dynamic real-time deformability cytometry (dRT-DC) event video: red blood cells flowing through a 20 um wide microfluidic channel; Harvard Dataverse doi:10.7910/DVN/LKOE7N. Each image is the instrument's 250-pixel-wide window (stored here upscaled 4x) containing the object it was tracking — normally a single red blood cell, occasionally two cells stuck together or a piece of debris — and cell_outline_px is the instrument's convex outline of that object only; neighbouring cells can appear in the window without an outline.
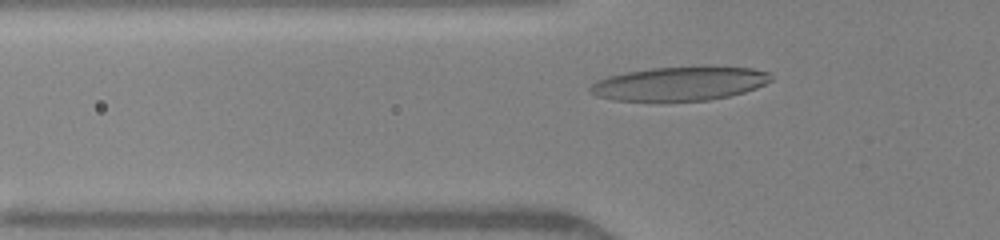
{"species": "human", "species_latin": "Homo sapiens", "temperature_condition": "warm", "stored_images_in_passage": 43, "camera_frame_rate_fps": 3000, "um_per_image_px": 0.085, "donor": {"sex": "female"}, "frame": {"image": 1, "passage_image": 11, "time_ms": 3.333, "image_size_px": [1000, 240], "cell_outline_px": [[772, 80], [756, 88], [744, 92], [728, 96], [708, 100], [612, 100], [596, 96], [588, 92], [588, 88], [596, 80], [608, 76], [628, 72], [652, 68], [752, 68], [768, 72], [772, 76]], "centroid_in_image_um": [57.71, 7.12], "position_along_channel_um": 68.1, "area_um2": 34.85}}
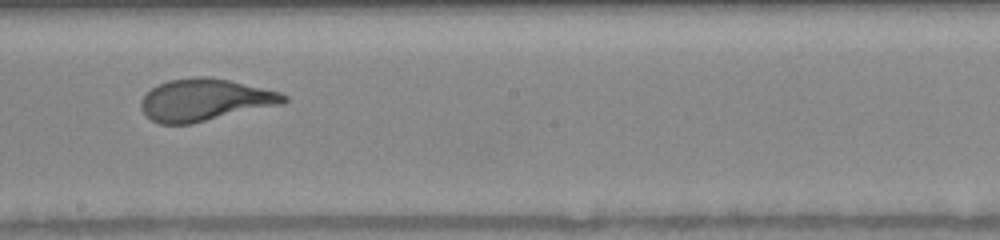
{"frame": {"image": 2, "passage_image": 23, "time_ms": 7.333, "image_size_px": [1000, 240], "cell_outline_px": [[288, 100], [280, 104], [192, 124], [160, 124], [152, 120], [140, 108], [140, 100], [152, 88], [168, 80], [196, 76], [208, 76], [228, 80], [280, 92], [288, 96]], "centroid_in_image_um": [17.39, 8.49], "position_along_channel_um": 230.8, "area_um2": 34.74}}
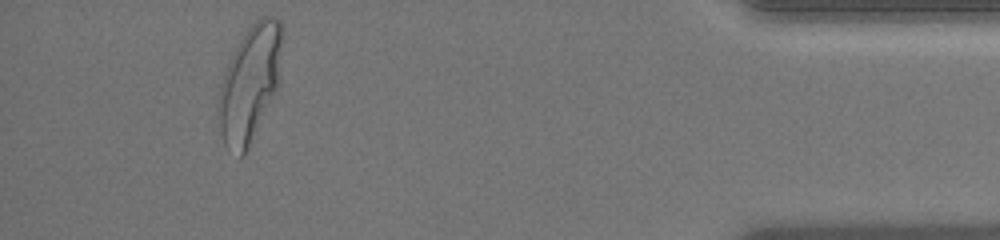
{"frame": {"image": 3, "passage_image": 40, "time_ms": 13.0, "image_size_px": [1000, 240], "cell_outline_px": [[284, 36], [276, 92], [244, 156], [240, 156], [224, 144], [216, 128], [216, 100], [220, 84], [224, 72], [240, 40], [248, 28], [260, 16], [272, 16], [280, 20], [284, 32]], "centroid_in_image_um": [21.2, 7.11], "position_along_channel_um": 414.0, "area_um2": 43.64}}